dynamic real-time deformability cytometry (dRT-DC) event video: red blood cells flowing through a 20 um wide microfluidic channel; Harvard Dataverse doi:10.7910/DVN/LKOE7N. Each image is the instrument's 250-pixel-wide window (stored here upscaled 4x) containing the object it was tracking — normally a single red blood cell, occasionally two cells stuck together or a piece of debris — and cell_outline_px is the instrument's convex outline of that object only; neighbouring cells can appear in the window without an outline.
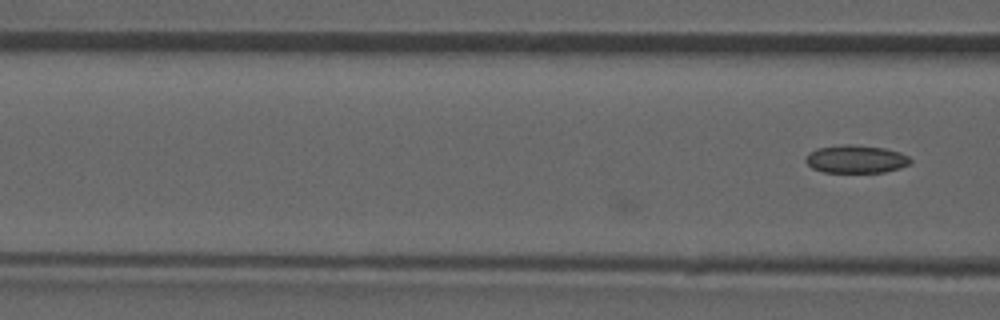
{"species": "common noctule bat (a hibernating species)", "species_latin": "Nyctalus noctula", "temperature_condition": "room temperature", "stored_images_in_passage": 19, "camera_frame_rate_fps": 3000, "um_per_image_px": 0.085, "animal": {"sex": "male", "forearm_length_mm": 52.5}, "frame": {"image": 1, "passage_image": 19, "time_ms": 6.0, "image_size_px": [1000, 320], "cell_outline_px": [[912, 160], [908, 164], [900, 168], [884, 172], [824, 172], [812, 168], [804, 160], [808, 152], [816, 148], [844, 144], [852, 144], [884, 148], [900, 152], [908, 156]], "centroid_in_image_um": [72.73, 13.51], "position_along_channel_um": 93.9, "area_um2": 17.11}}